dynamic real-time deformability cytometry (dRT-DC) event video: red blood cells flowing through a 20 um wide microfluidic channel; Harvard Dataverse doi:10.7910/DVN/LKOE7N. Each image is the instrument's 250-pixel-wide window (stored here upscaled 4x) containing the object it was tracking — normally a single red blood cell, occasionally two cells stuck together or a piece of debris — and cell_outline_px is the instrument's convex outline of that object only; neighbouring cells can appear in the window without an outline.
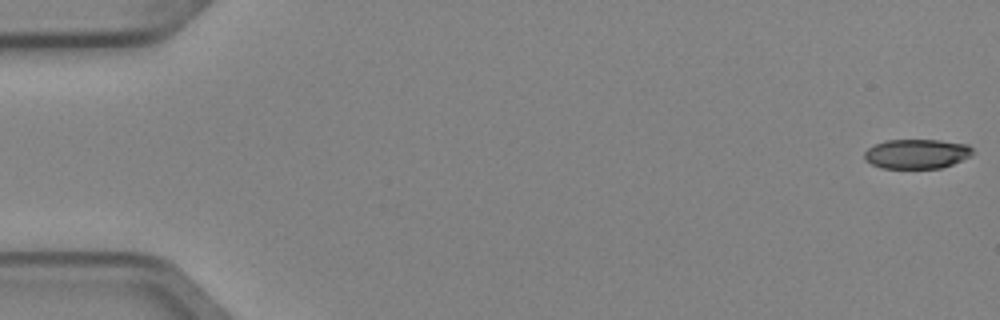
{"species": "Egyptian fruit bat (a non-hibernating species)", "species_latin": "Rousettus aegyptiacus", "temperature_condition": "cold", "stored_images_in_passage": 5, "camera_frame_rate_fps": 3000, "um_per_image_px": 0.085, "animal": {"sex": "female"}, "frame": {"image": 1, "passage_image": 1, "time_ms": 0.0, "image_size_px": [1000, 320], "cell_outline_px": [[972, 152], [968, 156], [952, 164], [940, 168], [880, 168], [864, 160], [864, 152], [868, 148], [884, 140], [940, 140], [968, 144], [972, 148]], "centroid_in_image_um": [77.88, 13.07], "position_along_channel_um": 7.1, "area_um2": 18.55}}
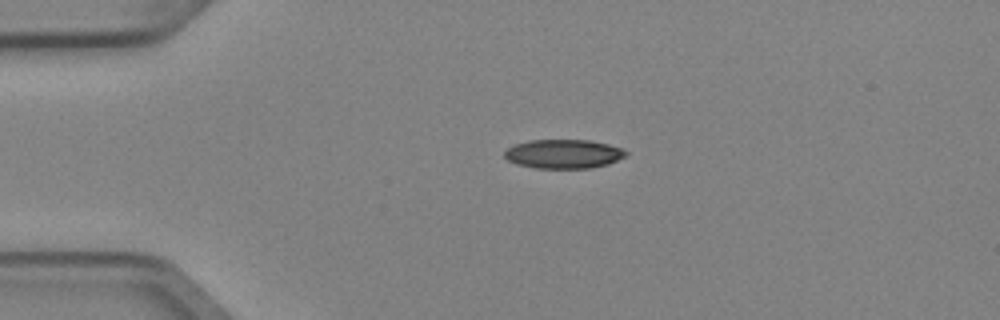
{"frame": {"image": 2, "passage_image": 4, "time_ms": 1.0, "image_size_px": [1000, 320], "cell_outline_px": [[628, 152], [624, 156], [608, 164], [588, 168], [536, 168], [516, 164], [508, 160], [504, 156], [504, 152], [508, 148], [516, 144], [528, 140], [588, 140], [608, 144], [620, 148]], "centroid_in_image_um": [47.87, 13.08], "position_along_channel_um": 37.1, "area_um2": 20.35}}